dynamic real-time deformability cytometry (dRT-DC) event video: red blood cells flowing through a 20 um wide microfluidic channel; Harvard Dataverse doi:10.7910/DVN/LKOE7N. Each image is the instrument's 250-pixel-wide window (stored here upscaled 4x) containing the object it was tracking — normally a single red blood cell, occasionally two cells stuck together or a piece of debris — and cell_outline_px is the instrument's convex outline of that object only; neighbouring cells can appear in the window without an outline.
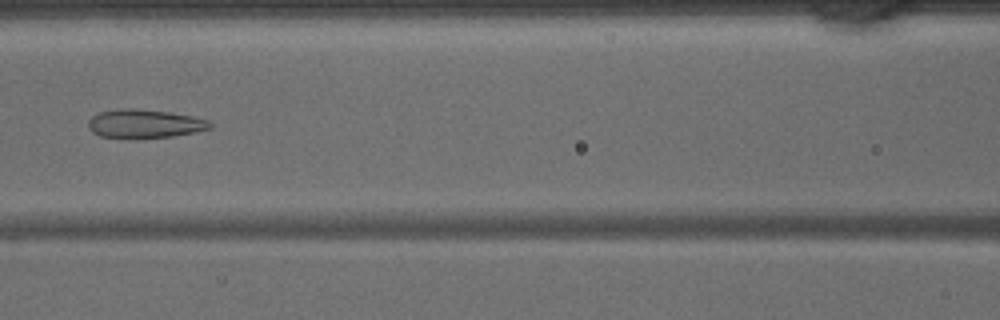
{"species": "common noctule bat (a hibernating species)", "species_latin": "Nyctalus noctula", "temperature_condition": "warm", "stored_images_in_passage": 38, "camera_frame_rate_fps": 3000, "um_per_image_px": 0.085, "animal": {"sex": "male", "body_mass_g": 15.6}, "frame": {"image": 1, "passage_image": 14, "time_ms": 4.333, "image_size_px": [1000, 320], "cell_outline_px": [[212, 128], [196, 132], [172, 136], [100, 136], [92, 132], [88, 128], [88, 120], [92, 116], [100, 112], [120, 108], [132, 108], [168, 112], [192, 116], [208, 120], [212, 124]], "centroid_in_image_um": [12.3, 10.48], "position_along_channel_um": 154.3, "area_um2": 19.71}}
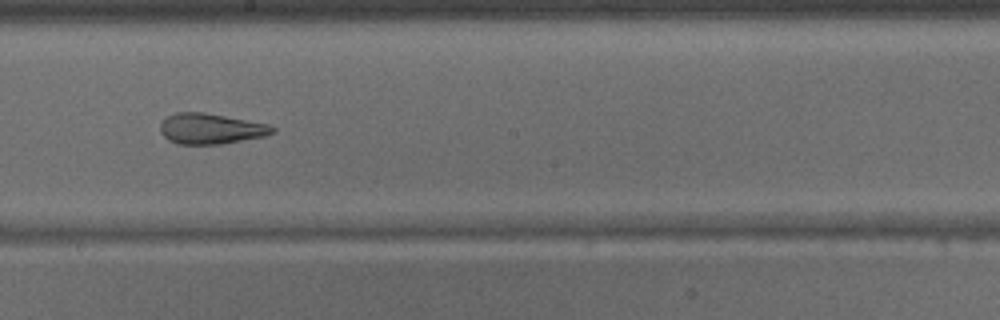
{"frame": {"image": 2, "passage_image": 19, "time_ms": 6.0, "image_size_px": [1000, 320], "cell_outline_px": [[276, 132], [264, 136], [220, 144], [176, 144], [168, 140], [160, 132], [160, 124], [168, 116], [176, 112], [204, 112], [268, 124], [276, 128]], "centroid_in_image_um": [17.9, 10.94], "position_along_channel_um": 230.3, "area_um2": 19.94}}
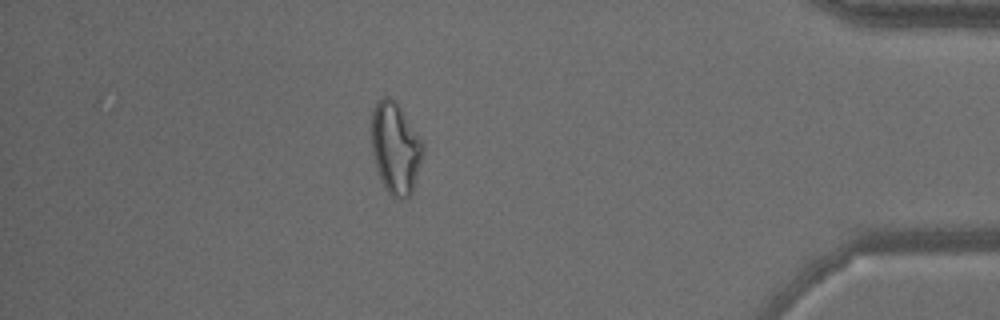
{"frame": {"image": 3, "passage_image": 33, "time_ms": 10.667, "image_size_px": [1000, 320], "cell_outline_px": [[424, 144], [420, 164], [412, 192], [404, 200], [400, 200], [392, 196], [388, 192], [376, 168], [372, 152], [372, 112], [376, 100], [384, 96], [388, 96], [396, 100]], "centroid_in_image_um": [33.6, 12.56], "position_along_channel_um": 401.6, "area_um2": 27.28}}